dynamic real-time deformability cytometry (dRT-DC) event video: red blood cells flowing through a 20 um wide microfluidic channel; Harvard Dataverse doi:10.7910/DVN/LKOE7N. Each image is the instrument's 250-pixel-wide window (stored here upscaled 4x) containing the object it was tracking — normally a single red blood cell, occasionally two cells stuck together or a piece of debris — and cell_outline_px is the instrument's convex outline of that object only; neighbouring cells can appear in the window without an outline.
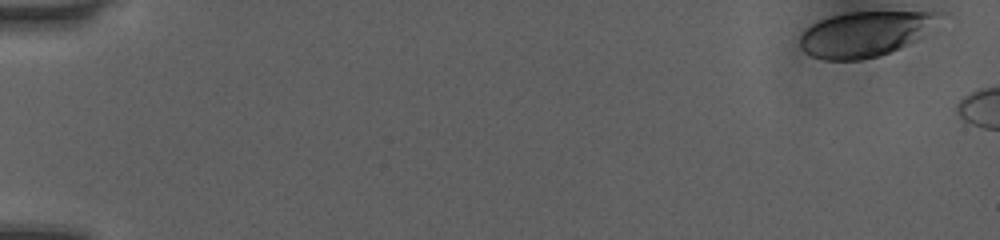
{"species": "human", "species_latin": "Homo sapiens", "temperature_condition": "room temperature", "stored_images_in_passage": 5, "camera_frame_rate_fps": 3000, "um_per_image_px": 0.085, "donor": {"sex": "female"}, "frame": {"image": 1, "passage_image": 1, "time_ms": 0.0, "image_size_px": [1000, 240], "cell_outline_px": [[952, 16], [916, 40], [900, 48], [880, 56], [860, 60], [824, 60], [812, 56], [804, 52], [800, 48], [800, 36], [812, 24], [820, 20], [832, 16], [848, 12], [948, 12]], "centroid_in_image_um": [73.67, 2.87], "position_along_channel_um": 11.3, "area_um2": 37.34}}